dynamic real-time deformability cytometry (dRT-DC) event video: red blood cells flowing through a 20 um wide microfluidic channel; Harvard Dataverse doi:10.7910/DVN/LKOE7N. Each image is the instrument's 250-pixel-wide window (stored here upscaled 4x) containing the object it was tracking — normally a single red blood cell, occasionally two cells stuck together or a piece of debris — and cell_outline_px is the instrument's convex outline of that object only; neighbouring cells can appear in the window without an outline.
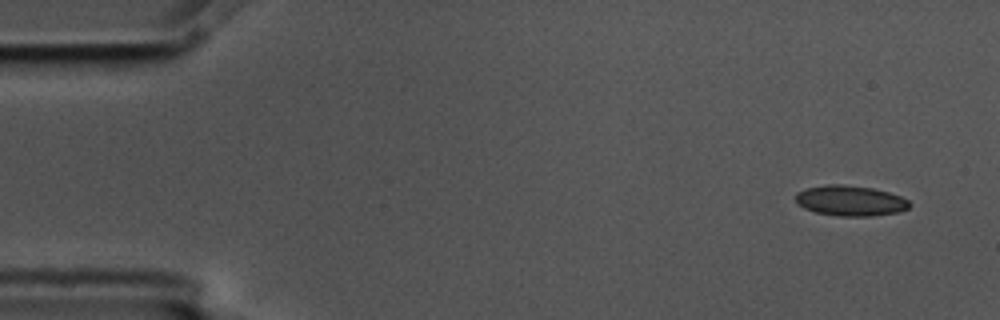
{"species": "common noctule bat (a hibernating species)", "species_latin": "Nyctalus noctula", "temperature_condition": "cold", "stored_images_in_passage": 9, "camera_frame_rate_fps": 3000, "um_per_image_px": 0.085, "animal": {"sex": "male", "body_mass_g": 17.5, "forearm_length_mm": 52.3}, "frame": {"image": 1, "passage_image": 1, "time_ms": 0.0, "image_size_px": [1000, 320], "cell_outline_px": [[912, 204], [908, 208], [900, 212], [872, 216], [836, 216], [816, 212], [804, 208], [796, 200], [796, 192], [808, 188], [828, 184], [840, 184], [872, 188], [888, 192], [900, 196], [908, 200]], "centroid_in_image_um": [72.31, 17.07], "position_along_channel_um": 12.7, "area_um2": 20.11}}
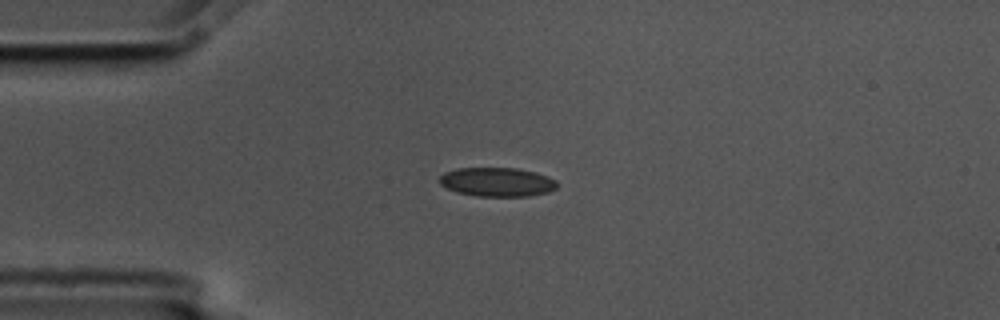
{"frame": {"image": 2, "passage_image": 4, "time_ms": 1.0, "image_size_px": [1000, 320], "cell_outline_px": [[556, 188], [548, 192], [528, 196], [476, 196], [456, 192], [440, 184], [440, 176], [444, 172], [456, 168], [516, 168], [536, 172], [548, 176], [556, 180]], "centroid_in_image_um": [42.25, 15.46], "position_along_channel_um": 42.8, "area_um2": 19.88}}